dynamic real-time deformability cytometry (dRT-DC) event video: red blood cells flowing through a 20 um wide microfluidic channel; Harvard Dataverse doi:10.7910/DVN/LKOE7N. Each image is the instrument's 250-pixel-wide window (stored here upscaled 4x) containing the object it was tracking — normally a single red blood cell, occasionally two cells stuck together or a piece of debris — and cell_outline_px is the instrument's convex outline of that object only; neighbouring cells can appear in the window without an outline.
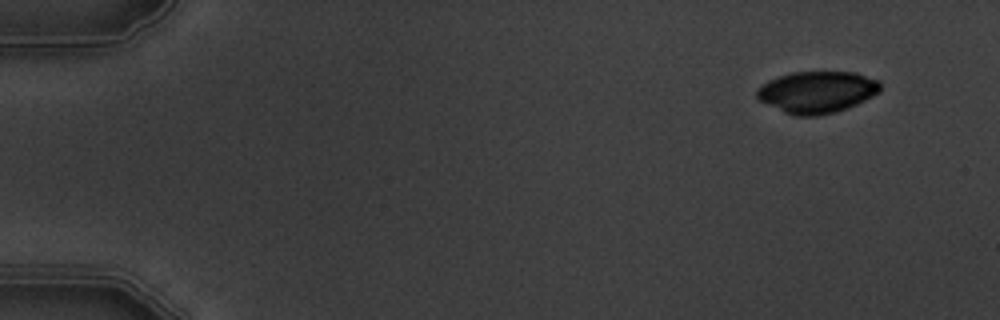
{"species": "common noctule bat (a hibernating species)", "species_latin": "Nyctalus noctula", "temperature_condition": "warm", "stored_images_in_passage": 5, "segment_of_instrument_passage": [2, 2], "camera_frame_rate_fps": 3000, "um_per_image_px": 0.085, "animal": {"sex": "male", "body_mass_g": 19.5, "forearm_length_mm": 54.6}, "frame": {"image": 1, "passage_image": 5, "time_ms": 5.667, "image_size_px": [1000, 320], "cell_outline_px": [[880, 92], [848, 108], [836, 112], [816, 116], [796, 116], [784, 112], [760, 100], [756, 96], [756, 88], [768, 80], [792, 72], [856, 72], [880, 80]], "centroid_in_image_um": [69.46, 7.82], "position_along_channel_um": 15.5, "area_um2": 30.06}}